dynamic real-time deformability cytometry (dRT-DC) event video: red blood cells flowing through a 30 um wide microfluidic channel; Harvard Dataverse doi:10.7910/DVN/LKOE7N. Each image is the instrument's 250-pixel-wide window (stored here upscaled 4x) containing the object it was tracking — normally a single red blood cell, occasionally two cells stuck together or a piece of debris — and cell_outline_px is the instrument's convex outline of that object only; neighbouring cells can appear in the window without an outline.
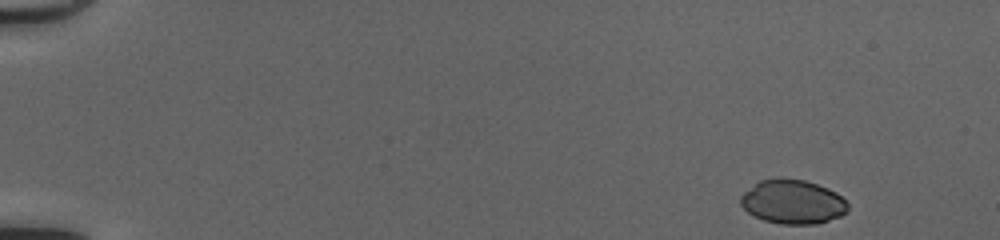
{"species": "common noctule bat (a hibernating species)", "species_latin": "Nyctalus noctula", "temperature_condition": "cold", "stored_images_in_passage": 47, "camera_frame_rate_fps": 3000, "um_per_image_px": 0.085, "animal": {"sex": "female", "body_mass_g": 20.0, "forearm_length_mm": 54.0}, "frame": {"image": 1, "passage_image": 1, "time_ms": 0.0, "image_size_px": [1000, 240], "cell_outline_px": [[848, 212], [840, 216], [816, 224], [780, 224], [764, 220], [748, 212], [740, 204], [740, 196], [744, 192], [760, 180], [780, 176], [804, 180], [828, 188], [836, 192], [848, 204]], "centroid_in_image_um": [67.37, 17.14], "position_along_channel_um": 17.6, "area_um2": 27.69}}
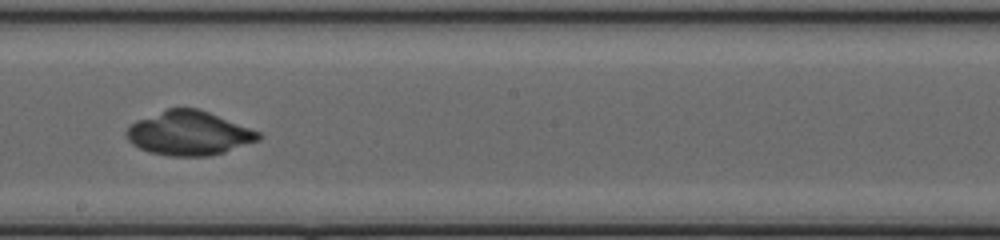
{"frame": {"image": 2, "passage_image": 27, "time_ms": 8.667, "image_size_px": [1000, 240], "cell_outline_px": [[264, 136], [260, 140], [224, 152], [208, 156], [172, 156], [148, 152], [132, 144], [128, 140], [124, 132], [128, 124], [136, 120], [168, 108], [196, 108], [208, 112], [260, 132]], "centroid_in_image_um": [16.02, 11.33], "position_along_channel_um": 232.2, "area_um2": 33.99}}
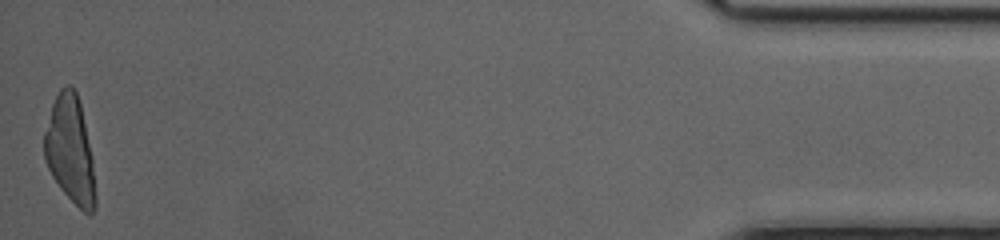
{"frame": {"image": 3, "passage_image": 47, "time_ms": 15.333, "image_size_px": [1000, 240], "cell_outline_px": [[96, 208], [92, 212], [84, 212], [60, 188], [52, 176], [44, 160], [44, 132], [52, 104], [60, 88], [64, 84], [68, 84], [76, 92], [80, 104], [92, 156], [96, 196]], "centroid_in_image_um": [5.96, 12.74], "position_along_channel_um": 429.2, "area_um2": 31.67}}